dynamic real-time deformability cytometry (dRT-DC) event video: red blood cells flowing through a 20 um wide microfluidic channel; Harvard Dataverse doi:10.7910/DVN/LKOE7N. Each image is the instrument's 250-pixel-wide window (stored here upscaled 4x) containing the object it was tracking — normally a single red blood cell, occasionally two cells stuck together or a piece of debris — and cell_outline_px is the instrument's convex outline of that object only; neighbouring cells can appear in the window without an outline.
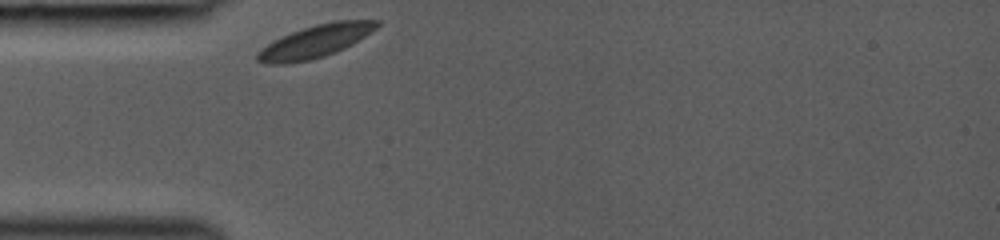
{"species": "common noctule bat (a hibernating species)", "species_latin": "Nyctalus noctula", "temperature_condition": "room temperature", "stored_images_in_passage": 8, "camera_frame_rate_fps": 3000, "um_per_image_px": 0.085, "animal": {"sex": "female", "body_mass_g": 19.0, "forearm_length_mm": 53.3}, "frame": {"image": 1, "passage_image": 1, "time_ms": 0.0, "image_size_px": [1000, 240], "cell_outline_px": [[380, 24], [376, 28], [364, 36], [344, 48], [324, 56], [308, 60], [288, 64], [268, 64], [256, 60], [256, 52], [260, 48], [292, 32], [316, 24], [336, 20], [380, 20]], "centroid_in_image_um": [26.78, 3.52], "position_along_channel_um": 58.2, "area_um2": 22.31}}
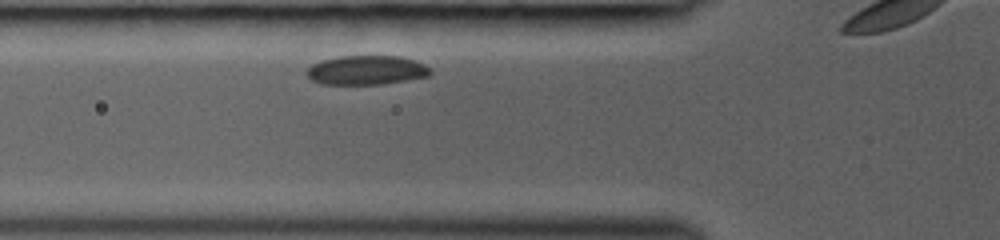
{"frame": {"image": 2, "passage_image": 4, "time_ms": 1.0, "image_size_px": [1000, 240], "cell_outline_px": [[432, 72], [428, 76], [404, 80], [376, 84], [324, 84], [312, 80], [308, 76], [308, 68], [312, 64], [324, 60], [340, 56], [400, 56], [424, 64]], "centroid_in_image_um": [31.14, 5.96], "position_along_channel_um": 94.7, "area_um2": 20.58}}
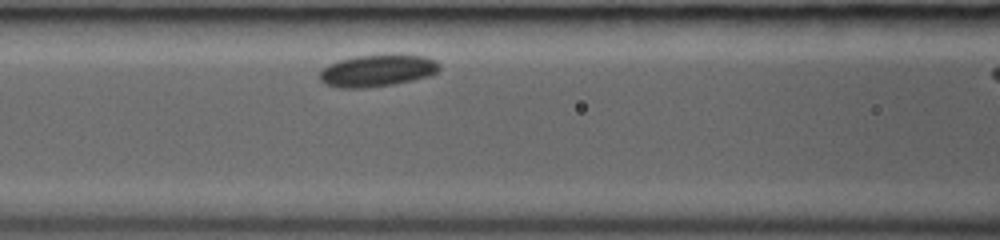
{"frame": {"image": 3, "passage_image": 7, "time_ms": 2.0, "image_size_px": [1000, 240], "cell_outline_px": [[440, 68], [436, 72], [428, 76], [412, 80], [392, 84], [364, 88], [340, 88], [324, 84], [320, 80], [320, 72], [328, 64], [340, 60], [356, 56], [424, 56], [436, 60], [440, 64]], "centroid_in_image_um": [32.04, 6.02], "position_along_channel_um": 134.6, "area_um2": 21.79}}